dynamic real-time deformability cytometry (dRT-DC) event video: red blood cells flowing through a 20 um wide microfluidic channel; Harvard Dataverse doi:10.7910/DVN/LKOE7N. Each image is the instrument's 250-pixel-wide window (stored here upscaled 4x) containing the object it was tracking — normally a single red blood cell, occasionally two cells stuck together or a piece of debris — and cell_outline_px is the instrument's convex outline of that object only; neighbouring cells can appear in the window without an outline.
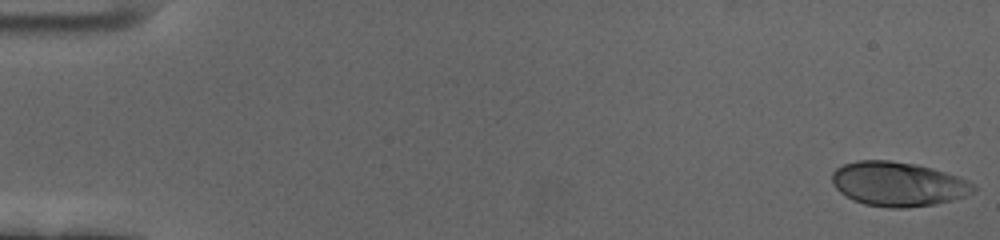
{"species": "human", "species_latin": "Homo sapiens", "temperature_condition": "cold", "stored_images_in_passage": 59, "camera_frame_rate_fps": 3000, "um_per_image_px": 0.085, "donor": {"sex": "female"}, "frame": {"image": 1, "passage_image": 1, "time_ms": 0.0, "image_size_px": [1000, 240], "cell_outline_px": [[976, 188], [972, 192], [964, 196], [952, 200], [936, 204], [904, 208], [888, 208], [864, 204], [852, 200], [840, 192], [832, 184], [832, 172], [836, 168], [844, 164], [856, 160], [888, 160], [916, 164], [932, 168], [968, 180], [976, 184]], "centroid_in_image_um": [76.32, 15.64], "position_along_channel_um": 8.7, "area_um2": 36.7}}
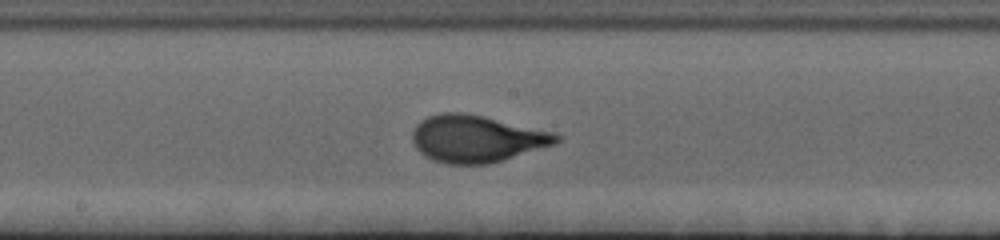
{"frame": {"image": 2, "passage_image": 32, "time_ms": 10.333, "image_size_px": [1000, 240], "cell_outline_px": [[560, 140], [556, 144], [488, 164], [448, 164], [432, 160], [424, 156], [416, 148], [412, 140], [412, 132], [416, 124], [420, 120], [428, 116], [440, 112], [460, 112], [484, 116], [556, 132], [560, 136]], "centroid_in_image_um": [40.5, 11.78], "position_along_channel_um": 207.7, "area_um2": 39.71}}
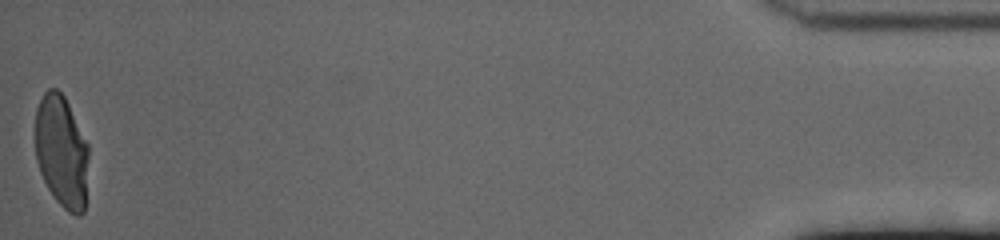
{"frame": {"image": 3, "passage_image": 59, "time_ms": 19.333, "image_size_px": [1000, 240], "cell_outline_px": [[88, 156], [84, 212], [80, 216], [76, 216], [68, 212], [56, 200], [48, 188], [40, 172], [36, 160], [36, 108], [44, 92], [48, 88], [56, 88], [64, 96], [88, 144]], "centroid_in_image_um": [5.23, 12.89], "position_along_channel_um": 430.0, "area_um2": 34.8}, "authors_computed_cell_mechanics": {"area_um2": 36.703, "velocity_mm_per_s": 3.4371, "shape_relaxation_time_tau1_ms": 4.3462, "shape_relaxation_time_tau2_ms": null, "deformation_change_tau1": 0.192, "deformation_change_tau2": null}}